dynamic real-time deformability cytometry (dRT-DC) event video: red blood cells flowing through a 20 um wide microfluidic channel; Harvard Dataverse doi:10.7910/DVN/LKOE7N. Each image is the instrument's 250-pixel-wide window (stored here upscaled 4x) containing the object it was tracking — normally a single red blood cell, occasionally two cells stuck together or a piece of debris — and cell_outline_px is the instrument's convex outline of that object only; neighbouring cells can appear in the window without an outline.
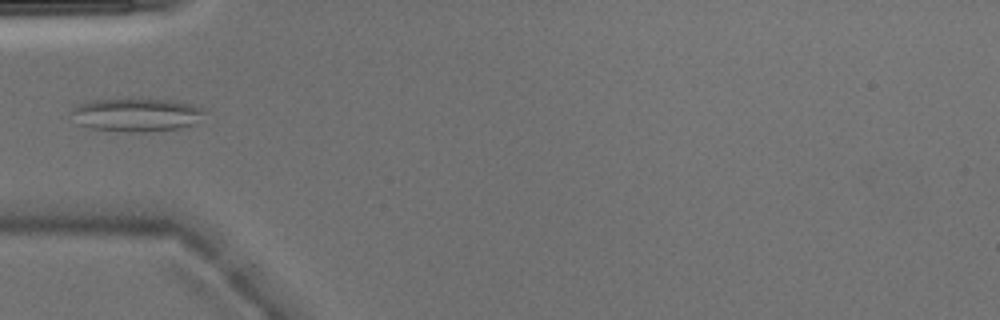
{"species": "Egyptian fruit bat (a non-hibernating species)", "species_latin": "Rousettus aegyptiacus", "temperature_condition": "warm", "stored_images_in_passage": 4, "camera_frame_rate_fps": 3000, "um_per_image_px": 0.085, "animal": {"sex": "male"}, "frame": {"image": 1, "passage_image": 3, "time_ms": 0.667, "image_size_px": [1000, 320], "cell_outline_px": [[208, 112], [196, 124], [180, 128], [144, 132], [132, 132], [88, 128], [80, 124], [72, 112], [84, 100], [140, 96], [172, 100], [192, 104]], "centroid_in_image_um": [11.66, 9.71], "position_along_channel_um": 73.3, "area_um2": 26.76}}